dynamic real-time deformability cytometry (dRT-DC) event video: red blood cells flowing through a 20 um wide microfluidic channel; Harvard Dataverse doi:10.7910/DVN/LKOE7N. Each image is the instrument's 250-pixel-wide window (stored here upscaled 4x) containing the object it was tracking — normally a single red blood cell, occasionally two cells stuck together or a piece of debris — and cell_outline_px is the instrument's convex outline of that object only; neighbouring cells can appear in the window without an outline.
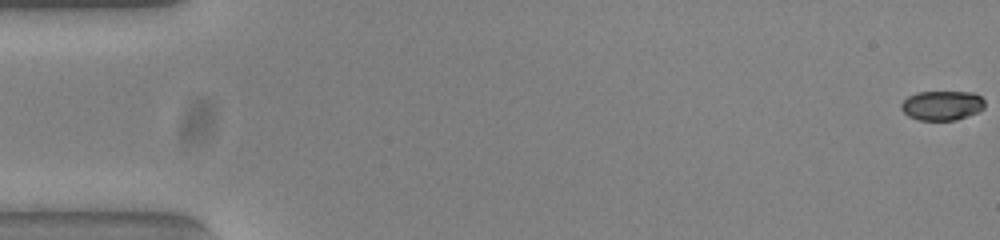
{"species": "common noctule bat (a hibernating species)", "species_latin": "Nyctalus noctula", "temperature_condition": "warm", "stored_images_in_passage": 54, "camera_frame_rate_fps": 3000, "um_per_image_px": 0.085, "animal": {"sex": "female", "body_mass_g": 23.0, "forearm_length_mm": 53.4}, "frame": {"image": 1, "passage_image": 1, "time_ms": 0.0, "image_size_px": [1000, 240], "cell_outline_px": [[984, 108], [976, 112], [956, 120], [920, 120], [908, 116], [900, 108], [900, 104], [908, 96], [916, 92], [972, 92], [980, 96], [984, 100]], "centroid_in_image_um": [80.04, 8.96], "position_along_channel_um": 5.0, "area_um2": 14.33}}
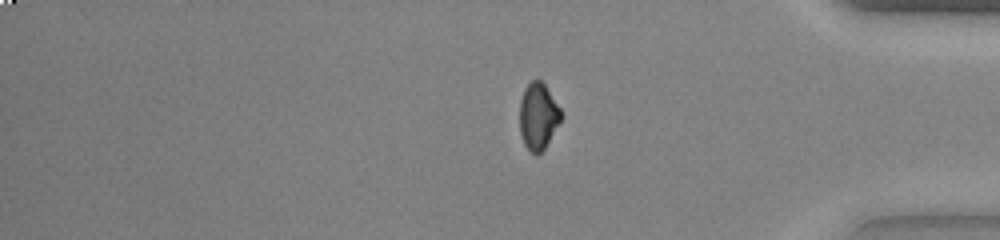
{"frame": {"image": 2, "passage_image": 45, "time_ms": 14.667, "image_size_px": [1000, 240], "cell_outline_px": [[564, 116], [544, 148], [536, 156], [524, 144], [520, 132], [520, 100], [524, 88], [532, 80], [540, 80], [544, 84], [564, 112]], "centroid_in_image_um": [45.77, 9.86], "position_along_channel_um": 389.4, "area_um2": 16.13}}
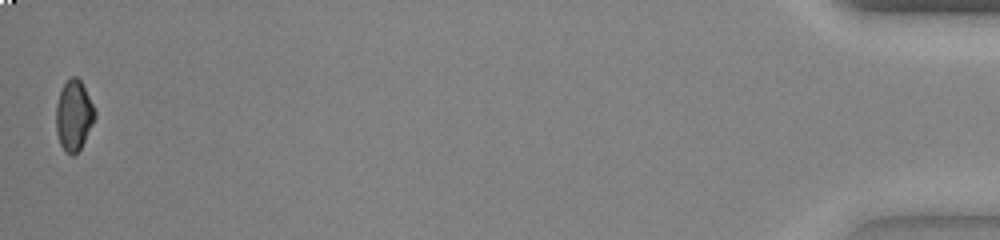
{"frame": {"image": 3, "passage_image": 54, "time_ms": 17.667, "image_size_px": [1000, 240], "cell_outline_px": [[96, 116], [80, 148], [72, 156], [64, 152], [60, 144], [56, 132], [56, 104], [60, 92], [64, 84], [72, 76], [76, 76], [80, 80], [96, 112]], "centroid_in_image_um": [6.25, 9.83], "position_along_channel_um": 429.0, "area_um2": 15.66}, "authors_computed_cell_mechanics": {"area_um2": 16.473, "velocity_mm_per_s": 3.8585, "shape_relaxation_time_tau1_ms": 10.4191, "shape_relaxation_time_tau2_ms": 2.9843, "deformation_change_tau1": 0.2253, "deformation_change_tau2": 0.0502}}